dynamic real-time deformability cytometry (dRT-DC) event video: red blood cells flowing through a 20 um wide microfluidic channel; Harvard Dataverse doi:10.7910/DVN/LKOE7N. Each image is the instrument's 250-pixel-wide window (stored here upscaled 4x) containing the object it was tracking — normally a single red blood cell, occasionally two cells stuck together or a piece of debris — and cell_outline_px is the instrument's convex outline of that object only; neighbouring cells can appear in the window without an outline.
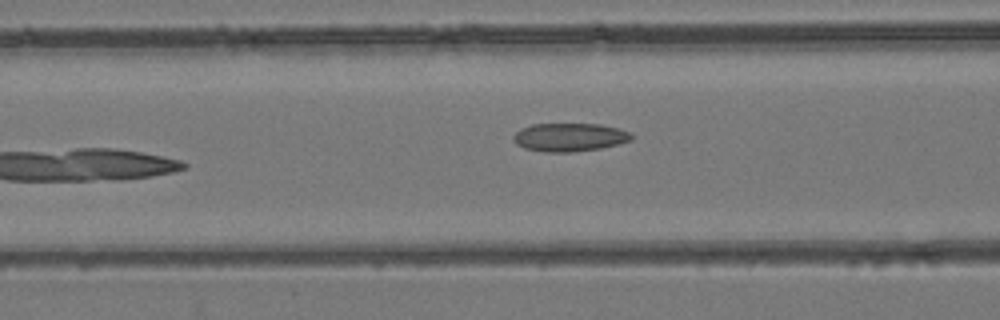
{"species": "common noctule bat (a hibernating species)", "species_latin": "Nyctalus noctula", "temperature_condition": "room temperature", "stored_images_in_passage": 50, "camera_frame_rate_fps": 3000, "um_per_image_px": 0.085, "animal": {"sex": "female", "body_mass_g": 24.6, "forearm_length_mm": 56.2}, "frame": {"image": 1, "passage_image": 23, "time_ms": 7.333, "image_size_px": [1000, 320], "cell_outline_px": [[632, 140], [600, 148], [572, 152], [544, 152], [524, 148], [516, 144], [512, 140], [512, 136], [520, 128], [532, 124], [600, 124], [632, 132]], "centroid_in_image_um": [48.37, 11.66], "position_along_channel_um": 118.2, "area_um2": 19.54}}
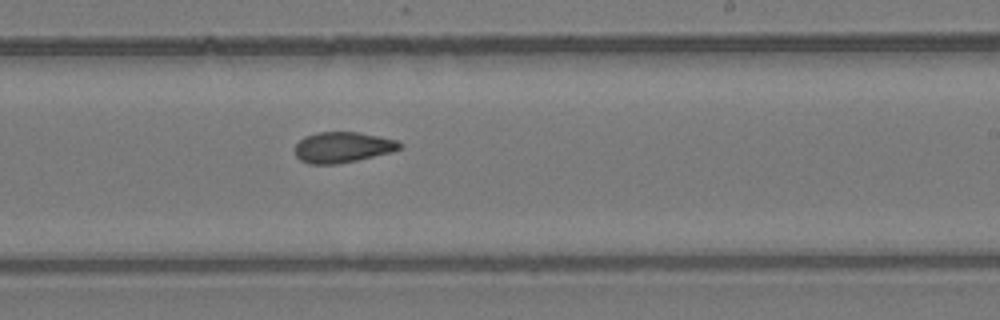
{"frame": {"image": 2, "passage_image": 33, "time_ms": 10.667, "image_size_px": [1000, 320], "cell_outline_px": [[404, 148], [392, 152], [356, 160], [336, 164], [308, 164], [300, 160], [296, 156], [296, 144], [304, 136], [320, 132], [356, 132], [396, 140], [404, 144]], "centroid_in_image_um": [29.14, 12.52], "position_along_channel_um": 259.9, "area_um2": 18.67}}
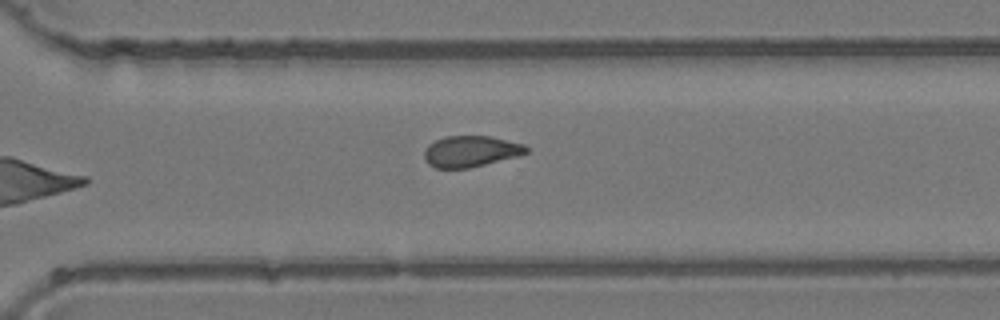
{"frame": {"image": 3, "passage_image": 38, "time_ms": 12.333, "image_size_px": [1000, 320], "cell_outline_px": [[528, 152], [520, 156], [468, 168], [436, 168], [428, 164], [424, 156], [424, 152], [428, 144], [444, 136], [492, 136], [524, 144], [528, 148]], "centroid_in_image_um": [40.03, 12.86], "position_along_channel_um": 330.6, "area_um2": 18.61}}